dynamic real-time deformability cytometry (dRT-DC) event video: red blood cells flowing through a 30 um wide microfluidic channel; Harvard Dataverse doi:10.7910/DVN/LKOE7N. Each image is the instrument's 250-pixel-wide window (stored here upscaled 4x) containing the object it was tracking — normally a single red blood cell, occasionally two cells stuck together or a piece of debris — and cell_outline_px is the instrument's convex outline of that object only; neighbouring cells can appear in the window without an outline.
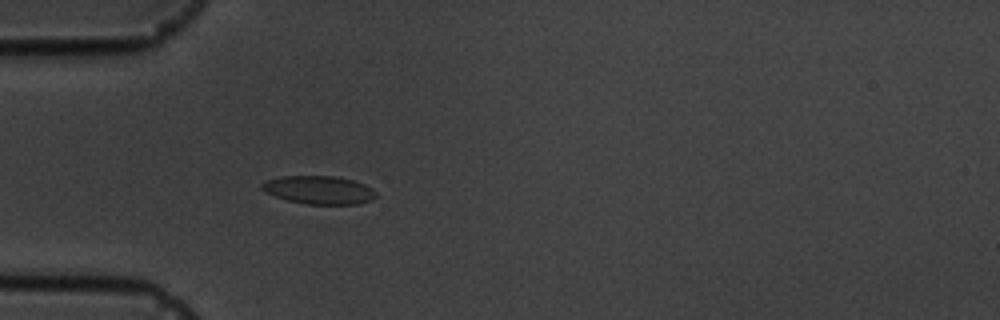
{"species": "common noctule bat (a hibernating species)", "species_latin": "Nyctalus noctula", "temperature_condition": "cold", "stored_images_in_passage": 2, "camera_frame_rate_fps": 3000, "um_per_image_px": 0.085, "animal": {"sex": "male", "body_mass_g": 19.5, "forearm_length_mm": 54.6}, "frame": {"image": 1, "passage_image": 2, "time_ms": 1.333, "image_size_px": [1000, 320], "cell_outline_px": [[376, 196], [372, 200], [356, 204], [304, 204], [288, 200], [264, 192], [260, 188], [260, 184], [268, 180], [280, 176], [336, 176], [352, 180], [364, 184], [372, 188], [376, 192]], "centroid_in_image_um": [27.1, 16.14], "position_along_channel_um": 57.9, "area_um2": 18.79}}